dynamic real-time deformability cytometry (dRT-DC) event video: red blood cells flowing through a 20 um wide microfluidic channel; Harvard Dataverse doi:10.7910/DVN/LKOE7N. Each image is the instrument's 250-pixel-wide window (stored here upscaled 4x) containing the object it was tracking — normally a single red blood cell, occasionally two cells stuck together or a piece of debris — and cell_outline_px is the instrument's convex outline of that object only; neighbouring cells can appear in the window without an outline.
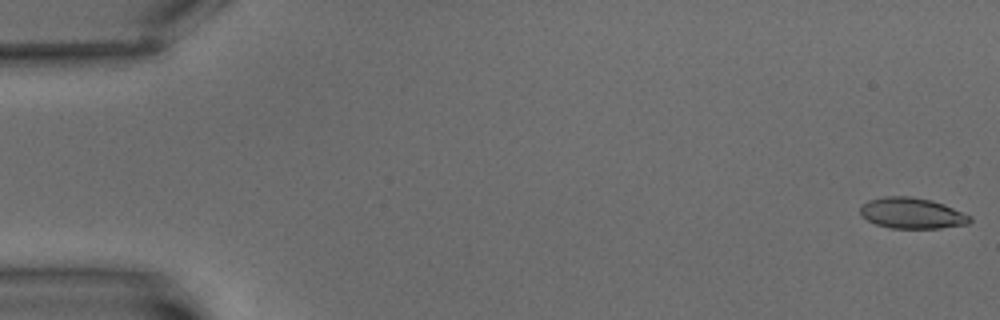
{"species": "common noctule bat (a hibernating species)", "species_latin": "Nyctalus noctula", "temperature_condition": "warm", "stored_images_in_passage": 5, "camera_frame_rate_fps": 3000, "um_per_image_px": 0.085, "animal": {"sex": "male", "body_mass_g": 15.6}, "frame": {"image": 1, "passage_image": 1, "time_ms": 0.0, "image_size_px": [1000, 320], "cell_outline_px": [[972, 220], [968, 224], [940, 228], [892, 228], [876, 224], [860, 216], [860, 208], [868, 200], [884, 196], [912, 196], [932, 200], [944, 204], [972, 216]], "centroid_in_image_um": [77.53, 18.11], "position_along_channel_um": 7.5, "area_um2": 19.83}}
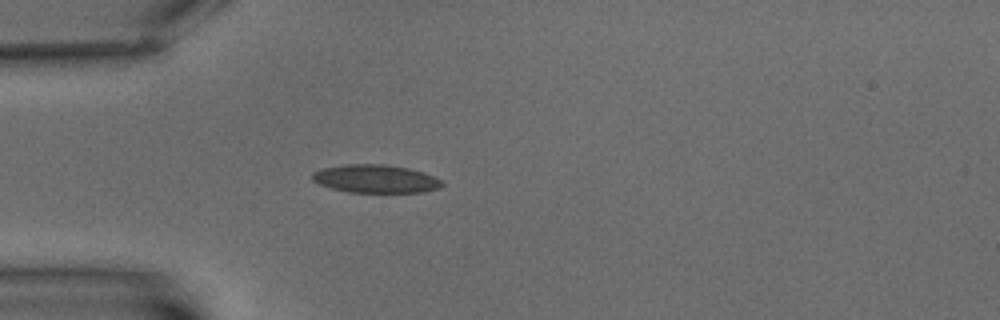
{"frame": {"image": 2, "passage_image": 5, "time_ms": 6.0, "image_size_px": [1000, 320], "cell_outline_px": [[444, 184], [440, 188], [424, 192], [348, 192], [332, 188], [320, 184], [312, 180], [312, 172], [324, 168], [344, 164], [384, 164], [408, 168], [432, 176], [440, 180]], "centroid_in_image_um": [31.91, 15.2], "position_along_channel_um": 53.1, "area_um2": 21.1}}